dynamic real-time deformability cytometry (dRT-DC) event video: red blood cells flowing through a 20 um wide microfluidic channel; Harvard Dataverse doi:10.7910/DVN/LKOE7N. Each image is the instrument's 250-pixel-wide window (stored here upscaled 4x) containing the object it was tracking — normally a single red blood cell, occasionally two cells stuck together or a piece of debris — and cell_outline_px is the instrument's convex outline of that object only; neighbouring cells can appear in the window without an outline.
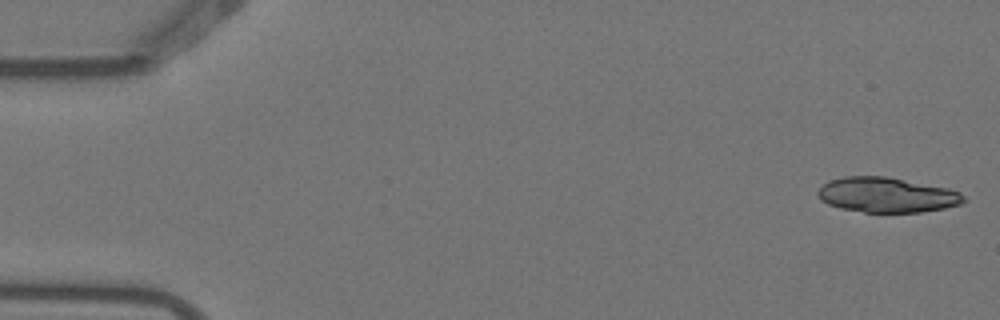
{"species": "Egyptian fruit bat (a non-hibernating species)", "species_latin": "Rousettus aegyptiacus", "temperature_condition": "warm", "stored_images_in_passage": 4, "camera_frame_rate_fps": 3000, "um_per_image_px": 0.085, "animal": {"sex": "female"}, "frame": {"image": 1, "passage_image": 1, "time_ms": 0.0, "image_size_px": [1000, 320], "cell_outline_px": [[968, 200], [960, 204], [944, 208], [920, 212], [864, 212], [840, 208], [828, 204], [820, 200], [816, 196], [816, 192], [828, 180], [844, 176], [884, 176], [948, 188], [960, 192]], "centroid_in_image_um": [75.35, 16.57], "position_along_channel_um": 9.6, "area_um2": 29.82}}